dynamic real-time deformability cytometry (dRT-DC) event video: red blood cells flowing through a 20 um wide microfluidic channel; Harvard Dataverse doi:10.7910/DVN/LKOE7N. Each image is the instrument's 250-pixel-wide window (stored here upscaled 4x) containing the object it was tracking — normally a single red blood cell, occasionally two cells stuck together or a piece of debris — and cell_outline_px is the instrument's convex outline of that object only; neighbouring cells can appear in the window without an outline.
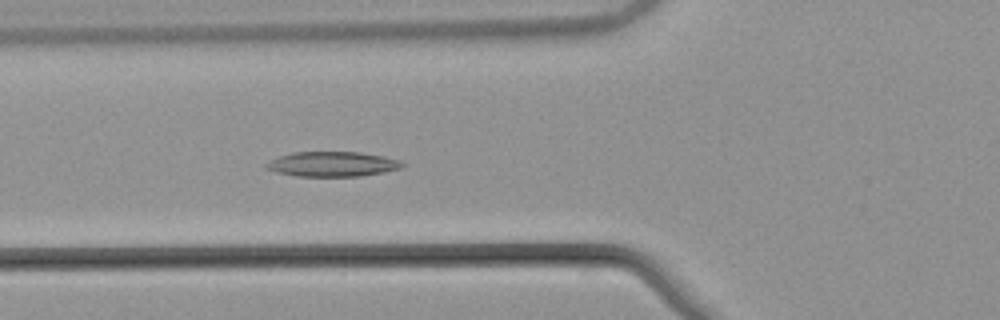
{"species": "common noctule bat (a hibernating species)", "species_latin": "Nyctalus noctula", "temperature_condition": "warm", "stored_images_in_passage": 40, "camera_frame_rate_fps": 3000, "um_per_image_px": 0.085, "animal": {"sex": "male", "body_mass_g": 21.5, "forearm_length_mm": 52.0}, "frame": {"image": 1, "passage_image": 6, "time_ms": 1.667, "image_size_px": [1000, 320], "cell_outline_px": [[404, 164], [400, 168], [384, 172], [360, 176], [296, 176], [276, 172], [264, 168], [264, 164], [280, 156], [292, 152], [360, 152], [384, 156], [400, 160]], "centroid_in_image_um": [28.24, 13.95], "position_along_channel_um": 97.6, "area_um2": 19.71}}
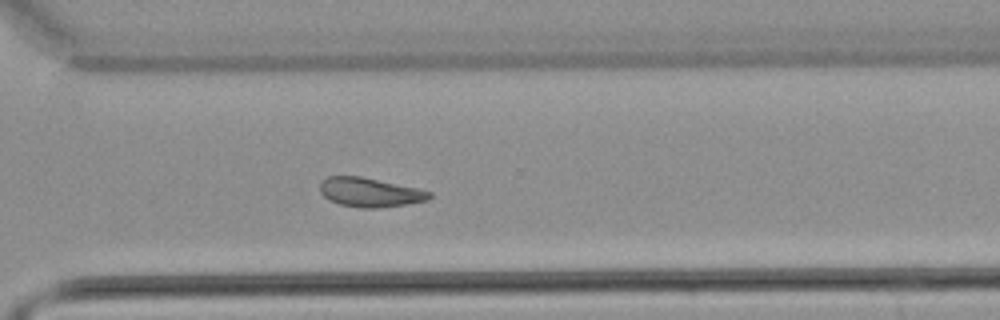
{"frame": {"image": 2, "passage_image": 25, "time_ms": 8.0, "image_size_px": [1000, 320], "cell_outline_px": [[432, 196], [428, 200], [408, 204], [380, 208], [360, 208], [340, 204], [324, 196], [320, 192], [320, 184], [328, 176], [360, 176], [416, 188], [432, 192]], "centroid_in_image_um": [31.46, 16.36], "position_along_channel_um": 339.1, "area_um2": 18.44}}
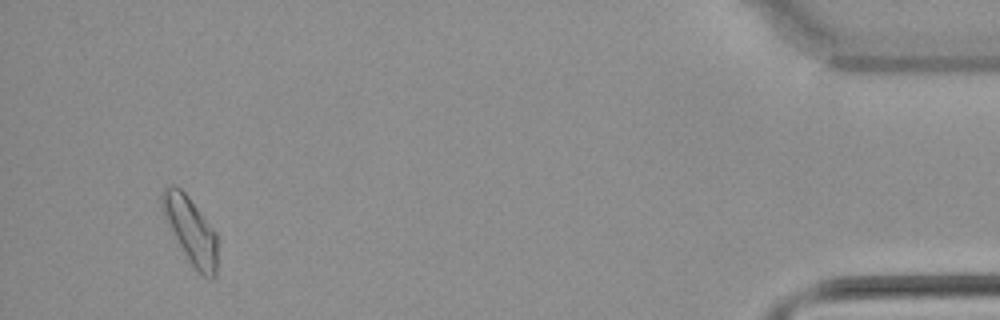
{"frame": {"image": 3, "passage_image": 37, "time_ms": 12.0, "image_size_px": [1000, 320], "cell_outline_px": [[216, 276], [212, 280], [196, 272], [188, 260], [164, 216], [160, 204], [160, 196], [164, 188], [168, 184], [172, 184], [180, 188], [188, 196], [216, 232]], "centroid_in_image_um": [16.19, 19.57], "position_along_channel_um": 419.0, "area_um2": 21.27}, "authors_computed_cell_mechanics": {"area_um2": 19.1607, "velocity_mm_per_s": 3.8079, "shape_relaxation_time_tau1_ms": null, "shape_relaxation_time_tau2_ms": 4.8964, "deformation_change_tau1": null, "deformation_change_tau2": 0.1157}}